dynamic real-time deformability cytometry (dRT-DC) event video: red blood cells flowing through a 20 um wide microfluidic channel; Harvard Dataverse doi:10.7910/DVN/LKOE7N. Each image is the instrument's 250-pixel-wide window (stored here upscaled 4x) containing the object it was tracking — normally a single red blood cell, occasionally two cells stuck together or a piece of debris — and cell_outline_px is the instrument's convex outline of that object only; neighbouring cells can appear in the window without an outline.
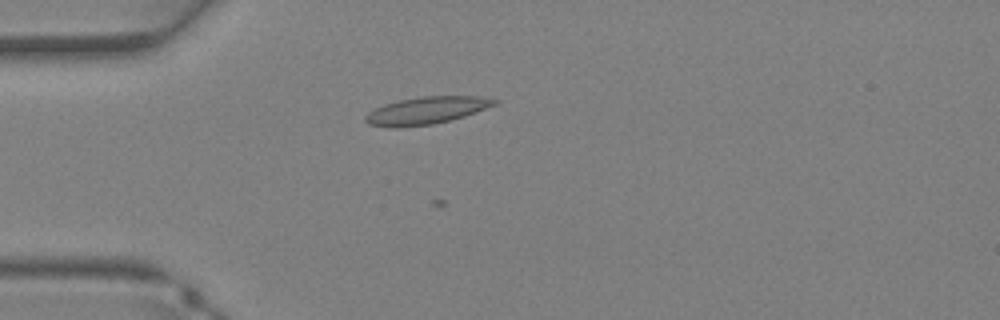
{"species": "Egyptian fruit bat (a non-hibernating species)", "species_latin": "Rousettus aegyptiacus", "temperature_condition": "warm", "stored_images_in_passage": 37, "camera_frame_rate_fps": 3000, "um_per_image_px": 0.085, "animal": {"sex": "female"}, "frame": {"image": 1, "passage_image": 10, "time_ms": 3.0, "image_size_px": [1000, 320], "cell_outline_px": [[500, 100], [496, 104], [476, 112], [464, 116], [432, 124], [396, 128], [392, 128], [368, 124], [364, 120], [364, 116], [368, 112], [384, 104], [400, 100], [424, 96], [480, 96]], "centroid_in_image_um": [36.22, 9.39], "position_along_channel_um": 48.8, "area_um2": 20.46}}
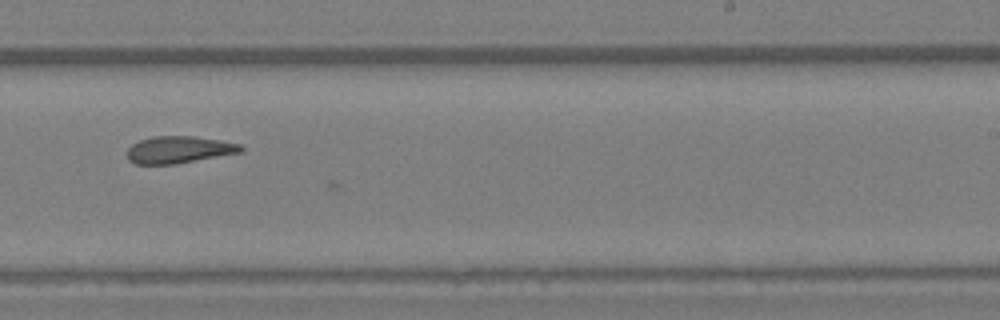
{"frame": {"image": 2, "passage_image": 23, "time_ms": 7.333, "image_size_px": [1000, 320], "cell_outline_px": [[244, 148], [240, 152], [176, 164], [136, 164], [128, 160], [128, 148], [132, 144], [140, 140], [152, 136], [192, 136], [220, 140], [240, 144]], "centroid_in_image_um": [15.18, 12.72], "position_along_channel_um": 273.8, "area_um2": 17.8}}
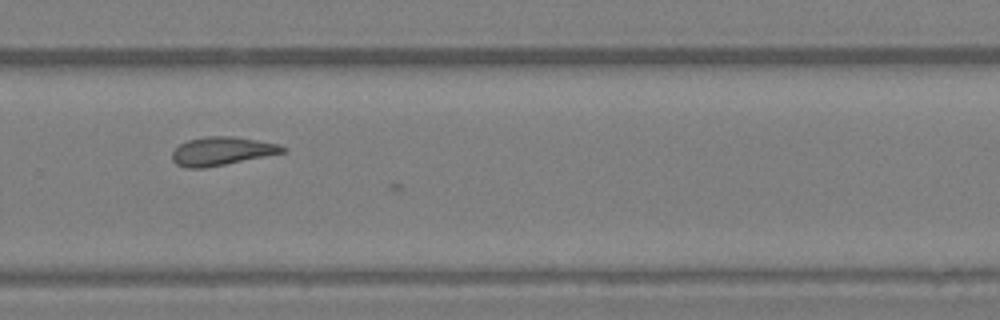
{"frame": {"image": 3, "passage_image": 25, "time_ms": 8.0, "image_size_px": [1000, 320], "cell_outline_px": [[288, 148], [284, 152], [204, 168], [184, 168], [176, 164], [172, 160], [172, 152], [180, 144], [188, 140], [204, 136], [232, 136], [280, 144]], "centroid_in_image_um": [18.82, 12.84], "position_along_channel_um": 311.0, "area_um2": 18.15}}